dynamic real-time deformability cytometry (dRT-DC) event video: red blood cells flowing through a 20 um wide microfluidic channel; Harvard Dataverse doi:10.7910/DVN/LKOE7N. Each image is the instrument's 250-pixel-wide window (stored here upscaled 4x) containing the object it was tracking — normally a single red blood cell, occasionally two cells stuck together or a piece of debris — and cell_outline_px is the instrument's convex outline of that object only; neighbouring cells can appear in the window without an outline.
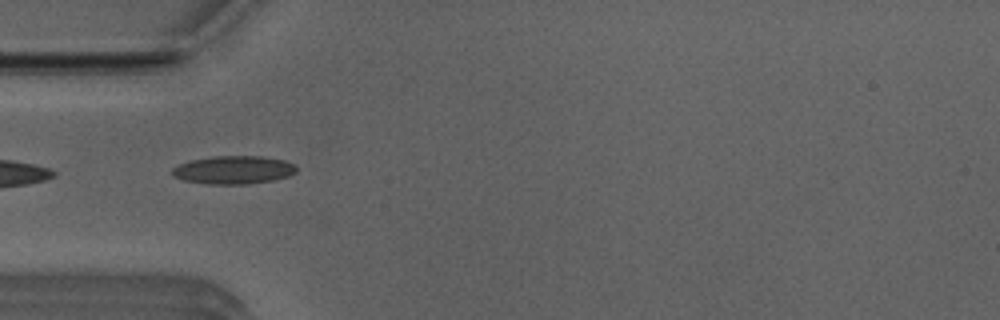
{"species": "Egyptian fruit bat (a non-hibernating species)", "species_latin": "Rousettus aegyptiacus", "temperature_condition": "room temperature", "stored_images_in_passage": 37, "camera_frame_rate_fps": 3000, "um_per_image_px": 0.085, "animal": {"sex": "male"}, "frame": {"image": 1, "passage_image": 1, "time_ms": 0.0, "image_size_px": [1000, 320], "cell_outline_px": [[296, 172], [288, 176], [272, 180], [248, 184], [208, 184], [184, 180], [172, 176], [172, 168], [180, 164], [192, 160], [212, 156], [260, 156], [284, 160], [292, 164], [296, 168]], "centroid_in_image_um": [19.83, 14.44], "position_along_channel_um": 65.2, "area_um2": 20.23}}
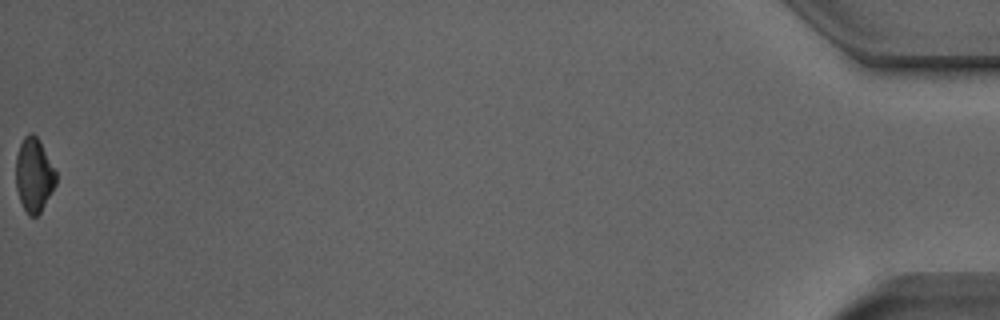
{"frame": {"image": 2, "passage_image": 37, "time_ms": 12.0, "image_size_px": [1000, 320], "cell_outline_px": [[56, 184], [40, 212], [36, 216], [28, 216], [20, 200], [16, 188], [16, 156], [20, 144], [24, 136], [28, 132], [32, 132], [40, 140], [56, 172]], "centroid_in_image_um": [2.88, 14.85], "position_along_channel_um": 432.3, "area_um2": 17.22}, "authors_computed_cell_mechanics": {"area_um2": 18.2648, "velocity_mm_per_s": 3.9719, "shape_relaxation_time_tau1_ms": null, "shape_relaxation_time_tau2_ms": 1.7397, "deformation_change_tau1": null, "deformation_change_tau2": 0.0824}}